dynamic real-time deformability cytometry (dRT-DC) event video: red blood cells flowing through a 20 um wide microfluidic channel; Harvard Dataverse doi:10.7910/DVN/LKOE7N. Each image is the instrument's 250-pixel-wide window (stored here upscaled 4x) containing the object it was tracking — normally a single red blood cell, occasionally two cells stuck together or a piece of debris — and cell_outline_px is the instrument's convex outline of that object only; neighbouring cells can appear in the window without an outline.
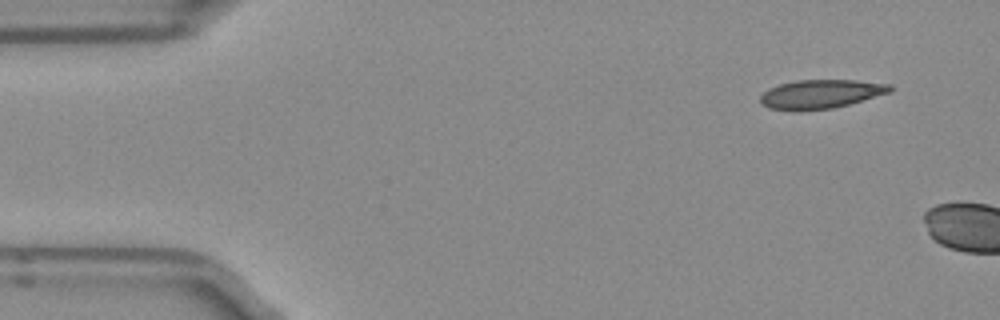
{"species": "Egyptian fruit bat (a non-hibernating species)", "species_latin": "Rousettus aegyptiacus", "temperature_condition": "room temperature", "stored_images_in_passage": 2, "camera_frame_rate_fps": 3000, "um_per_image_px": 0.085, "frame": {"image": 1, "passage_image": 1, "time_ms": 0.0, "image_size_px": [1000, 320], "cell_outline_px": [[892, 92], [848, 104], [832, 108], [792, 112], [768, 108], [760, 104], [760, 96], [768, 88], [780, 84], [800, 80], [856, 80], [892, 84]], "centroid_in_image_um": [69.74, 8.01], "position_along_channel_um": 15.3, "area_um2": 22.08}}